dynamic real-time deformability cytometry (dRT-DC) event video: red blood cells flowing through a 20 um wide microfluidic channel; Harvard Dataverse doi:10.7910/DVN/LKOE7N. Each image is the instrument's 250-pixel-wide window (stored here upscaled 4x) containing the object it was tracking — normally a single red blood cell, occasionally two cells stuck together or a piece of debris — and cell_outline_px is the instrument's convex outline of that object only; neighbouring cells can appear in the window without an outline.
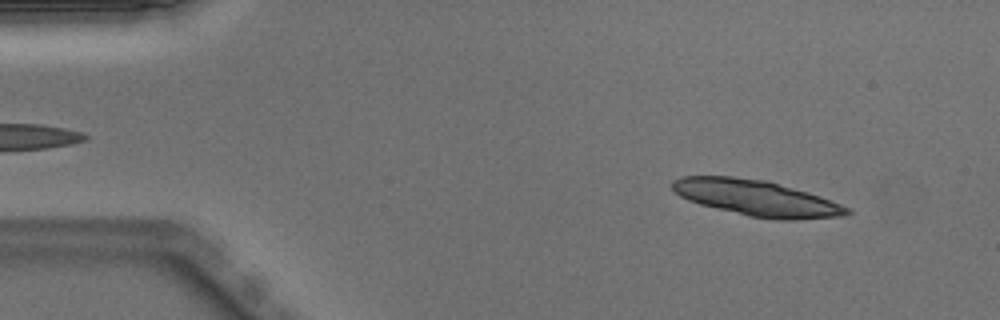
{"species": "Egyptian fruit bat (a non-hibernating species)", "species_latin": "Rousettus aegyptiacus", "temperature_condition": "warm", "stored_images_in_passage": 17, "camera_frame_rate_fps": 3000, "um_per_image_px": 0.085, "animal": {"sex": "male"}, "frame": {"image": 1, "passage_image": 4, "time_ms": 1.0, "image_size_px": [1000, 320], "cell_outline_px": [[852, 212], [844, 216], [796, 220], [776, 220], [748, 216], [700, 204], [688, 200], [680, 196], [672, 188], [672, 180], [684, 176], [732, 176], [768, 180], [808, 192], [820, 196], [840, 204], [848, 208]], "centroid_in_image_um": [64.31, 16.83], "position_along_channel_um": 20.7, "area_um2": 36.53}}